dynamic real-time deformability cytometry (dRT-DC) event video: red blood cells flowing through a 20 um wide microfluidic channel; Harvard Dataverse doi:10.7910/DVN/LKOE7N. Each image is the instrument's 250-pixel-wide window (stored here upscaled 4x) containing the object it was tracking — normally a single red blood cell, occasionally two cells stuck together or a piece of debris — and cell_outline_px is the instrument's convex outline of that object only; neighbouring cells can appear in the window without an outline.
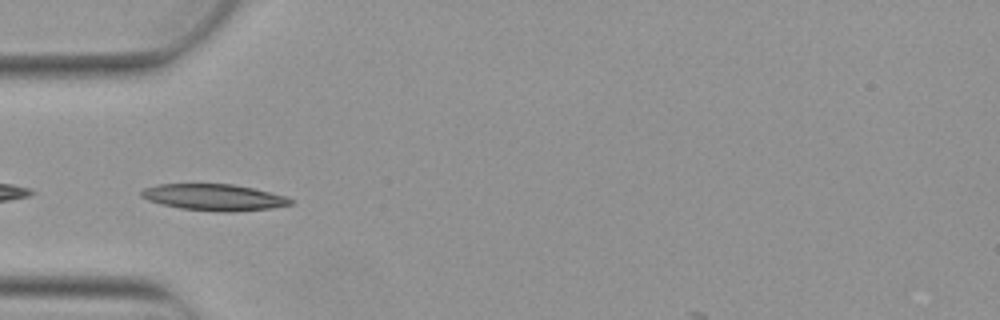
{"species": "Egyptian fruit bat (a non-hibernating species)", "species_latin": "Rousettus aegyptiacus", "temperature_condition": "warm", "stored_images_in_passage": 5, "camera_frame_rate_fps": 3000, "um_per_image_px": 0.085, "animal": {"sex": "female"}, "frame": {"image": 1, "passage_image": 4, "time_ms": 1.0, "image_size_px": [1000, 320], "cell_outline_px": [[292, 204], [272, 208], [232, 212], [216, 212], [180, 208], [160, 204], [148, 200], [140, 196], [140, 192], [144, 188], [156, 184], [232, 184], [252, 188], [284, 196], [292, 200]], "centroid_in_image_um": [18.14, 16.77], "position_along_channel_um": 66.9, "area_um2": 22.95}}
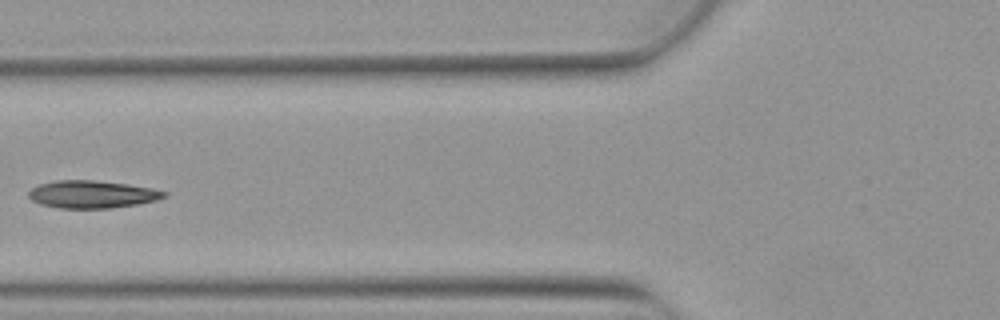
{"frame": {"image": 2, "passage_image": 5, "time_ms": 1.333, "image_size_px": [1000, 320], "cell_outline_px": [[168, 196], [156, 200], [136, 204], [112, 208], [56, 208], [40, 204], [32, 200], [28, 196], [28, 192], [32, 188], [40, 184], [56, 180], [96, 180], [128, 184], [152, 188], [168, 192]], "centroid_in_image_um": [7.83, 16.51], "position_along_channel_um": 118.0, "area_um2": 21.85}}